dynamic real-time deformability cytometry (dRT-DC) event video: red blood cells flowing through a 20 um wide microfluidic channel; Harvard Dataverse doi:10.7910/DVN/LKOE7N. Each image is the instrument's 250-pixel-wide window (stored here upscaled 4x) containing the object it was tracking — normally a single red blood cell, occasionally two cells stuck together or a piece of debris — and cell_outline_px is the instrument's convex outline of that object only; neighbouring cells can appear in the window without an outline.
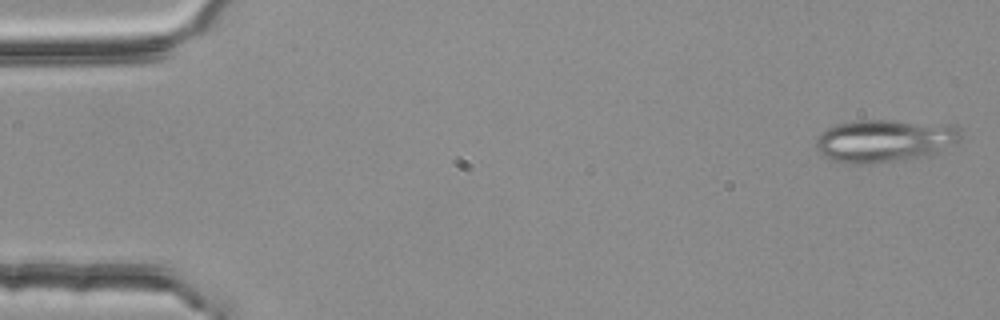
{"species": "common noctule bat (a hibernating species)", "species_latin": "Nyctalus noctula", "temperature_condition": "room temperature", "stored_images_in_passage": 3, "camera_frame_rate_fps": 3000, "um_per_image_px": 0.085, "animal": {"sex": "female", "body_mass_g": 25.1}, "frame": {"image": 1, "passage_image": 1, "time_ms": 0.0, "image_size_px": [1000, 320], "cell_outline_px": [[960, 140], [932, 156], [872, 164], [848, 164], [828, 160], [816, 148], [816, 140], [820, 132], [836, 124], [856, 120], [888, 120], [956, 124], [960, 128]], "centroid_in_image_um": [75.21, 11.97], "position_along_channel_um": 9.8, "area_um2": 36.82}}